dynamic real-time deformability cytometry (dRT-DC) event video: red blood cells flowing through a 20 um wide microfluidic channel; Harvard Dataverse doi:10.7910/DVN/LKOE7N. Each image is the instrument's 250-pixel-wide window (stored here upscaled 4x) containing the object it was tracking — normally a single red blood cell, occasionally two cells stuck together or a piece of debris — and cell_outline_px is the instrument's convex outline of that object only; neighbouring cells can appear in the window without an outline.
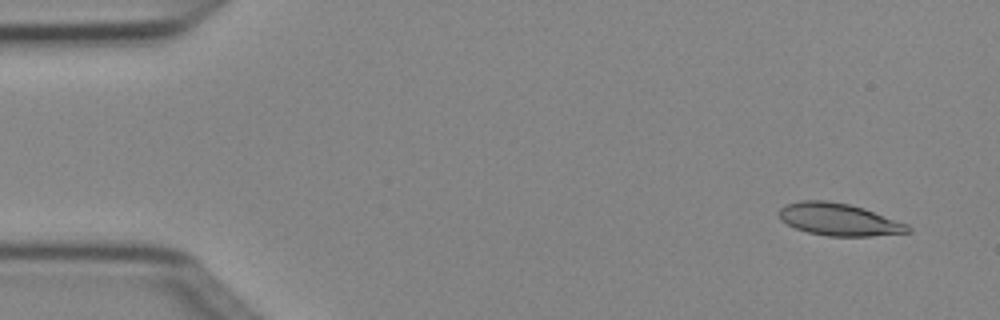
{"species": "Egyptian fruit bat (a non-hibernating species)", "species_latin": "Rousettus aegyptiacus", "temperature_condition": "cold", "stored_images_in_passage": 4, "camera_frame_rate_fps": 3000, "um_per_image_px": 0.085, "animal": {"sex": "female"}, "frame": {"image": 1, "passage_image": 1, "time_ms": 0.0, "image_size_px": [1000, 320], "cell_outline_px": [[912, 232], [872, 236], [828, 236], [808, 232], [796, 228], [780, 220], [780, 208], [788, 204], [800, 200], [824, 200], [848, 204], [864, 208], [908, 224], [912, 228]], "centroid_in_image_um": [71.34, 18.66], "position_along_channel_um": 13.7, "area_um2": 24.16}}
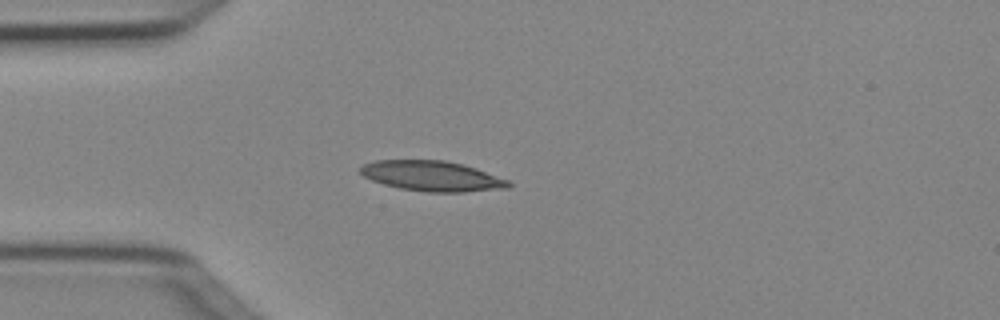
{"frame": {"image": 2, "passage_image": 3, "time_ms": 0.667, "image_size_px": [1000, 320], "cell_outline_px": [[512, 184], [508, 188], [464, 192], [428, 192], [400, 188], [384, 184], [372, 180], [364, 176], [360, 172], [360, 168], [364, 164], [376, 160], [444, 160], [464, 164], [476, 168], [508, 180]], "centroid_in_image_um": [36.74, 14.96], "position_along_channel_um": 48.3, "area_um2": 26.01}}